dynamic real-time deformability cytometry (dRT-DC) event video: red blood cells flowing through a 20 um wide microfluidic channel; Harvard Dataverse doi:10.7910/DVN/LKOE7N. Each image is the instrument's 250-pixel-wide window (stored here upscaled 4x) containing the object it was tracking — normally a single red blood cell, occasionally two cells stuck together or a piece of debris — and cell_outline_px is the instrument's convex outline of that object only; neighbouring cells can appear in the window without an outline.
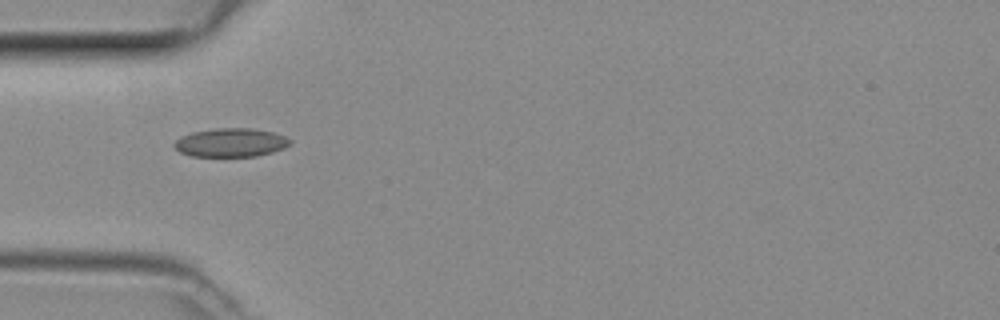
{"species": "common noctule bat (a hibernating species)", "species_latin": "Nyctalus noctula", "temperature_condition": "room temperature", "stored_images_in_passage": 34, "camera_frame_rate_fps": 3000, "um_per_image_px": 0.085, "animal": {"sex": "female", "body_mass_g": 29.2, "forearm_length_mm": 56.3}, "frame": {"image": 1, "passage_image": 1, "time_ms": 0.0, "image_size_px": [1000, 320], "cell_outline_px": [[292, 144], [284, 148], [272, 152], [256, 156], [192, 156], [180, 152], [172, 144], [180, 136], [192, 132], [216, 128], [252, 128], [272, 132], [284, 136], [292, 140]], "centroid_in_image_um": [19.62, 12.11], "position_along_channel_um": 65.4, "area_um2": 19.36}}
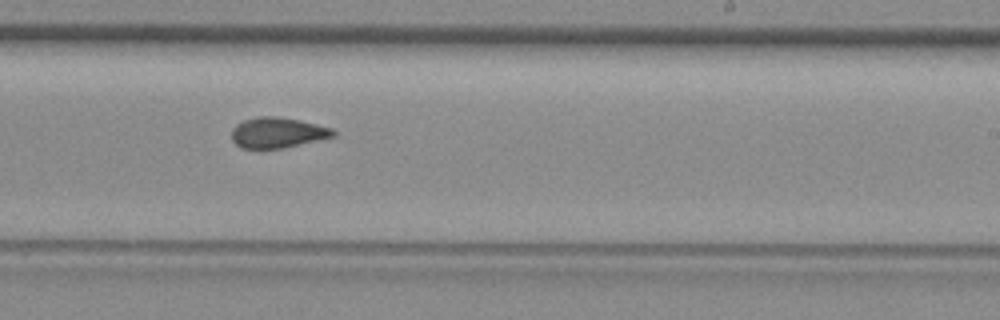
{"frame": {"image": 2, "passage_image": 15, "time_ms": 4.667, "image_size_px": [1000, 320], "cell_outline_px": [[336, 136], [284, 148], [240, 148], [232, 140], [232, 128], [236, 124], [244, 120], [260, 116], [276, 116], [300, 120], [332, 128], [336, 132]], "centroid_in_image_um": [23.6, 11.27], "position_along_channel_um": 265.4, "area_um2": 18.09}}
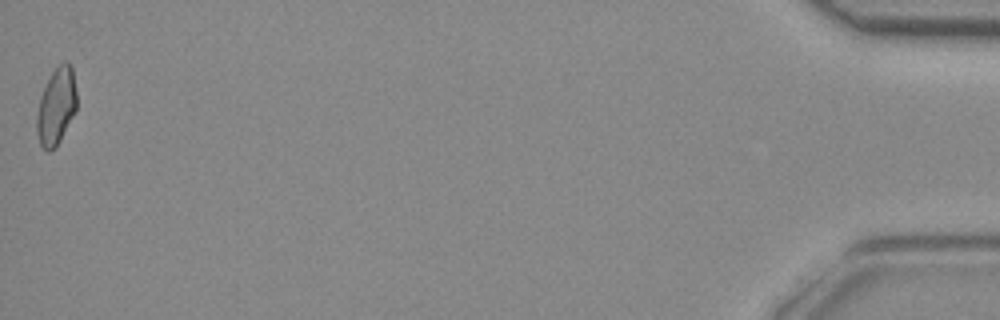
{"frame": {"image": 3, "passage_image": 34, "time_ms": 11.0, "image_size_px": [1000, 320], "cell_outline_px": [[76, 112], [56, 148], [48, 152], [40, 144], [36, 132], [36, 116], [40, 96], [52, 72], [64, 60], [72, 68], [76, 92]], "centroid_in_image_um": [4.78, 9.09], "position_along_channel_um": 430.4, "area_um2": 17.92}}